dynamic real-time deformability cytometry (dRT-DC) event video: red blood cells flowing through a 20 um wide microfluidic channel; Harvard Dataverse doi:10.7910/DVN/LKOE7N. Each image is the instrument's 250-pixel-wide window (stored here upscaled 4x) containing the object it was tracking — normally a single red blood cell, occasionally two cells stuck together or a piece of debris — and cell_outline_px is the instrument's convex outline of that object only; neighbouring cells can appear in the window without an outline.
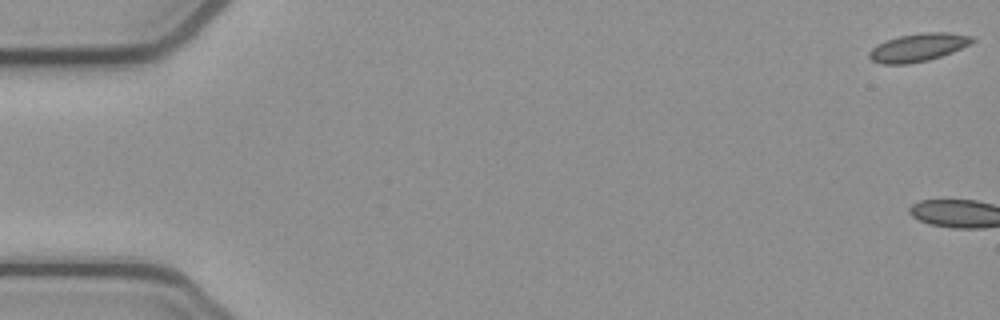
{"species": "common noctule bat (a hibernating species)", "species_latin": "Nyctalus noctula", "temperature_condition": "cold", "stored_images_in_passage": 3, "camera_frame_rate_fps": 3000, "um_per_image_px": 0.085, "animal": {"sex": "female", "body_mass_g": 21.9}, "frame": {"image": 1, "passage_image": 1, "time_ms": 0.0, "image_size_px": [1000, 320], "cell_outline_px": [[976, 40], [952, 52], [928, 60], [908, 64], [884, 64], [872, 60], [868, 56], [868, 52], [872, 48], [888, 40], [900, 36], [924, 32], [944, 32], [972, 36]], "centroid_in_image_um": [78.03, 4.03], "position_along_channel_um": 7.0, "area_um2": 16.47}}